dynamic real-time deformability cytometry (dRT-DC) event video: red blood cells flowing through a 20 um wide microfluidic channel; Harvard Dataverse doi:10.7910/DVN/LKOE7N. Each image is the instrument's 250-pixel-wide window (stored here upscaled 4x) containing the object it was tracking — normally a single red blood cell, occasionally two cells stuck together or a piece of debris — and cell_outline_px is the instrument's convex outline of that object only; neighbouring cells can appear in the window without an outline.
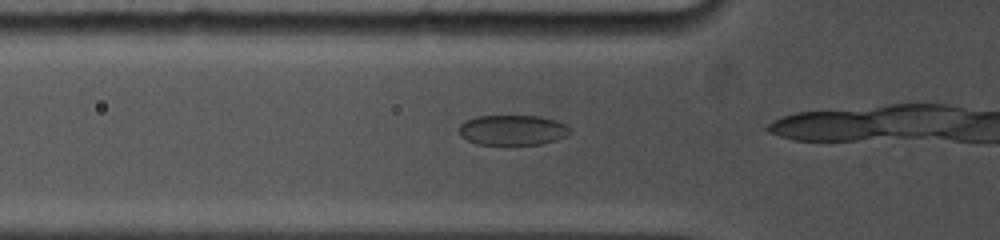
{"species": "common noctule bat (a hibernating species)", "species_latin": "Nyctalus noctula", "temperature_condition": "cold", "stored_images_in_passage": 5, "camera_frame_rate_fps": 5000, "um_per_image_px": 0.085, "animal": {"sex": "female", "body_mass_g": 19.0, "forearm_length_mm": 53.3}, "frame": {"image": 1, "passage_image": 3, "time_ms": 0.8, "image_size_px": [1000, 240], "cell_outline_px": [[572, 128], [564, 136], [556, 140], [540, 144], [476, 144], [460, 136], [460, 124], [464, 120], [476, 116], [540, 116], [556, 120], [568, 124]], "centroid_in_image_um": [43.57, 11.04], "position_along_channel_um": 82.2, "area_um2": 19.54}}